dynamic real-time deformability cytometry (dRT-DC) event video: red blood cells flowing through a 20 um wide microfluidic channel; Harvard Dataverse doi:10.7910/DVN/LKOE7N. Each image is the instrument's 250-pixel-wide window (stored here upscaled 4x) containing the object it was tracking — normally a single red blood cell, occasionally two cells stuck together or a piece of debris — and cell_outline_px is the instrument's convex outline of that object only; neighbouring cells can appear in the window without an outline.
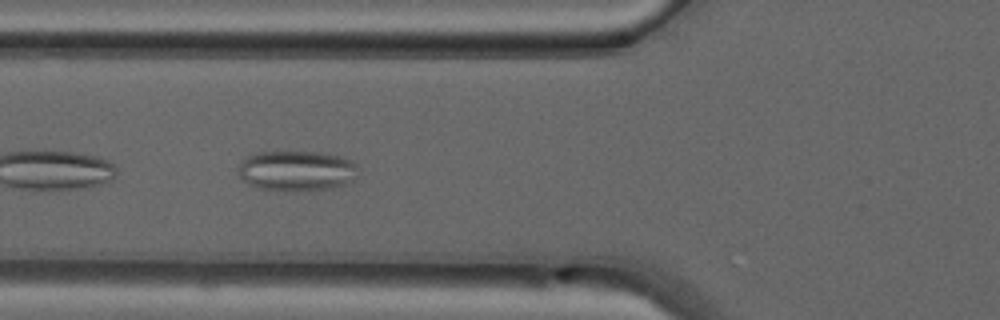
{"species": "common noctule bat (a hibernating species)", "species_latin": "Nyctalus noctula", "temperature_condition": "warm", "stored_images_in_passage": 35, "camera_frame_rate_fps": 3000, "um_per_image_px": 0.085, "animal": {"sex": "male", "forearm_length_mm": 52.5}, "frame": {"image": 1, "passage_image": 6, "time_ms": 1.667, "image_size_px": [1000, 320], "cell_outline_px": [[356, 176], [352, 180], [344, 184], [332, 188], [296, 192], [288, 192], [260, 188], [248, 184], [240, 176], [240, 164], [244, 156], [256, 152], [320, 152], [340, 156], [352, 160], [356, 164]], "centroid_in_image_um": [25.2, 14.52], "position_along_channel_um": 100.6, "area_um2": 28.38}, "authors_computed_cell_mechanics": {"area_um2": 23.3512, "velocity_mm_per_s": 4.134, "shape_relaxation_time_tau1_ms": null, "shape_relaxation_time_tau2_ms": 1.7614, "deformation_change_tau1": null, "deformation_change_tau2": 0.0631}}